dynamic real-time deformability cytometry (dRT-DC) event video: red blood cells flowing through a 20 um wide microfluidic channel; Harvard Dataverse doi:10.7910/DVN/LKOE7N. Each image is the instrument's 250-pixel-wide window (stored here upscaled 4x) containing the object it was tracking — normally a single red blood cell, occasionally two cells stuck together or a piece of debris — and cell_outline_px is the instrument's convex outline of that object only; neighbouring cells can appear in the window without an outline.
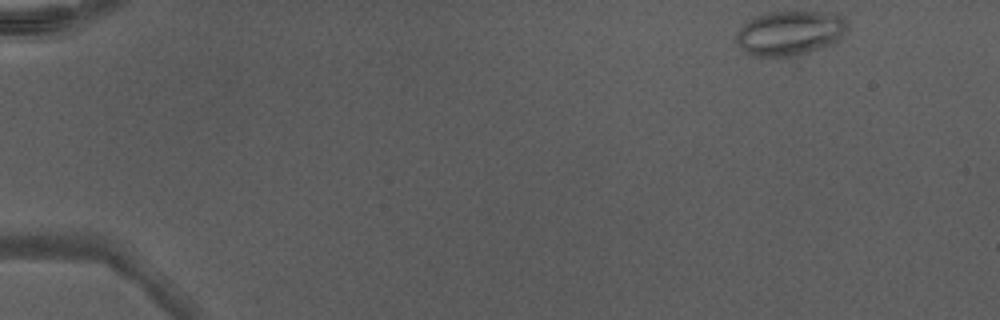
{"species": "Egyptian fruit bat (a non-hibernating species)", "species_latin": "Rousettus aegyptiacus", "temperature_condition": "warm", "stored_images_in_passage": 45, "camera_frame_rate_fps": 3000, "um_per_image_px": 0.085, "animal": {"sex": "male"}, "frame": {"image": 1, "passage_image": 1, "time_ms": 0.0, "image_size_px": [1000, 320], "cell_outline_px": [[848, 24], [840, 40], [832, 44], [808, 52], [792, 56], [752, 56], [740, 48], [736, 44], [736, 32], [748, 20], [764, 12], [840, 12], [848, 20]], "centroid_in_image_um": [67.17, 2.79], "position_along_channel_um": 17.8, "area_um2": 29.25}}
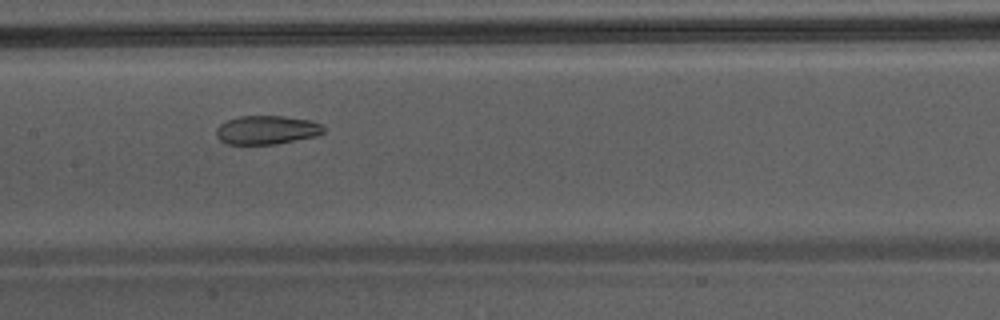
{"frame": {"image": 2, "passage_image": 22, "time_ms": 7.0, "image_size_px": [1000, 320], "cell_outline_px": [[324, 132], [316, 136], [276, 144], [228, 144], [220, 140], [216, 136], [216, 128], [220, 124], [228, 120], [240, 116], [284, 116], [308, 120], [324, 124]], "centroid_in_image_um": [22.68, 11.04], "position_along_channel_um": 184.7, "area_um2": 17.98}}
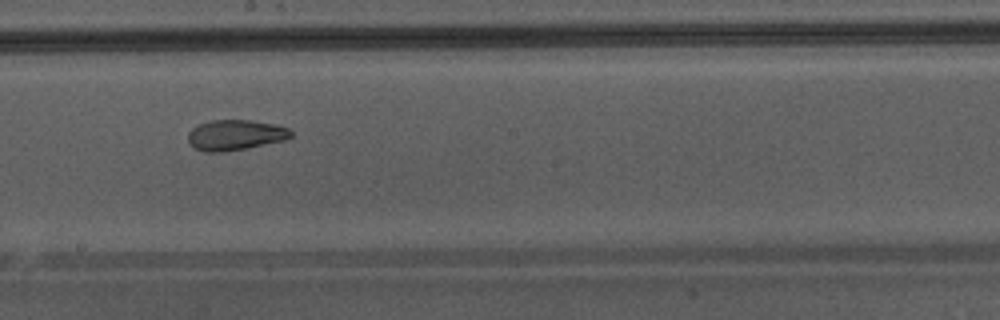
{"frame": {"image": 3, "passage_image": 25, "time_ms": 8.0, "image_size_px": [1000, 320], "cell_outline_px": [[292, 136], [284, 140], [224, 152], [204, 152], [192, 148], [188, 140], [188, 132], [192, 128], [200, 124], [212, 120], [252, 120], [276, 124], [288, 128], [292, 132]], "centroid_in_image_um": [19.97, 11.47], "position_along_channel_um": 228.2, "area_um2": 18.26}, "authors_computed_cell_mechanics": {"area_um2": 22.253, "velocity_mm_per_s": 4.3607, "shape_relaxation_time_tau1_ms": 10.7713, "shape_relaxation_time_tau2_ms": 2.0669, "deformation_change_tau1": 0.2277, "deformation_change_tau2": 0.0894}}